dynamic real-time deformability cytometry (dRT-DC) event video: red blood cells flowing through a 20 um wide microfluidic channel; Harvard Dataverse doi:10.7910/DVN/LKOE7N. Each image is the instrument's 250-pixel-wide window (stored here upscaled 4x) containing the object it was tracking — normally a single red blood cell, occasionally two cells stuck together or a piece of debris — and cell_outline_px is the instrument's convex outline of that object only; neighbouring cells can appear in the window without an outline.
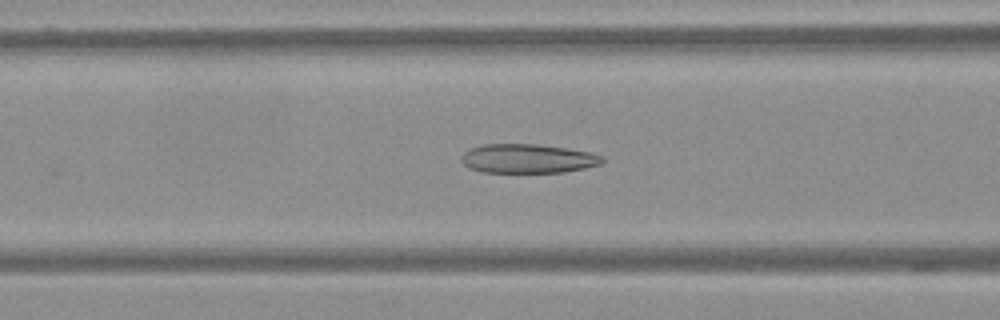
{"species": "Egyptian fruit bat (a non-hibernating species)", "species_latin": "Rousettus aegyptiacus", "temperature_condition": "warm", "stored_images_in_passage": 45, "camera_frame_rate_fps": 3000, "um_per_image_px": 0.085, "frame": {"image": 1, "passage_image": 14, "time_ms": 4.333, "image_size_px": [1000, 320], "cell_outline_px": [[604, 160], [600, 164], [584, 168], [564, 172], [484, 172], [468, 168], [460, 160], [460, 156], [464, 152], [472, 148], [484, 144], [536, 144], [568, 148], [592, 152], [604, 156]], "centroid_in_image_um": [44.87, 13.47], "position_along_channel_um": 121.7, "area_um2": 23.99}}
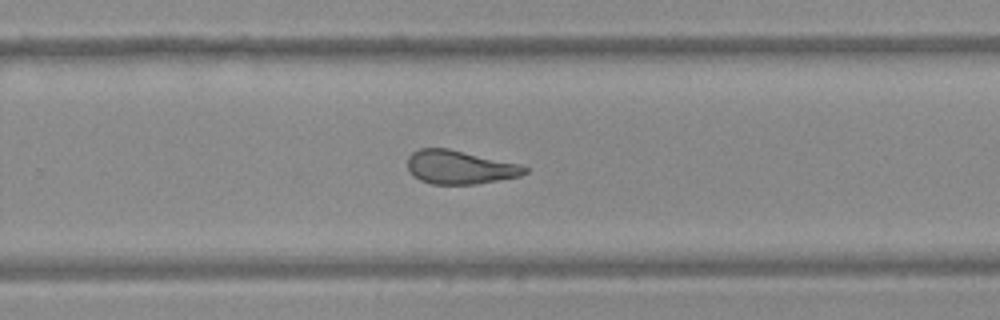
{"frame": {"image": 2, "passage_image": 29, "time_ms": 9.333, "image_size_px": [1000, 320], "cell_outline_px": [[528, 172], [520, 176], [476, 184], [432, 184], [420, 180], [408, 168], [408, 156], [412, 152], [420, 148], [448, 148], [520, 164], [528, 168]], "centroid_in_image_um": [39.1, 14.21], "position_along_channel_um": 290.7, "area_um2": 22.83}}
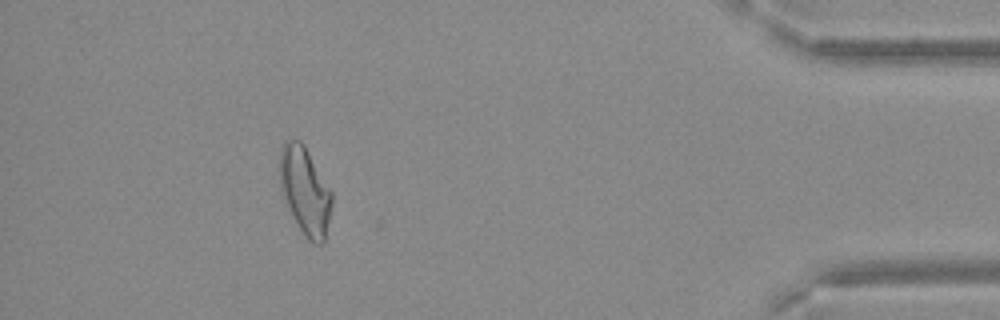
{"frame": {"image": 3, "passage_image": 44, "time_ms": 14.333, "image_size_px": [1000, 320], "cell_outline_px": [[332, 204], [324, 244], [316, 244], [308, 240], [300, 228], [284, 200], [280, 188], [280, 148], [284, 140], [300, 140], [304, 144], [332, 192]], "centroid_in_image_um": [25.93, 16.2], "position_along_channel_um": 409.3, "area_um2": 26.47}}